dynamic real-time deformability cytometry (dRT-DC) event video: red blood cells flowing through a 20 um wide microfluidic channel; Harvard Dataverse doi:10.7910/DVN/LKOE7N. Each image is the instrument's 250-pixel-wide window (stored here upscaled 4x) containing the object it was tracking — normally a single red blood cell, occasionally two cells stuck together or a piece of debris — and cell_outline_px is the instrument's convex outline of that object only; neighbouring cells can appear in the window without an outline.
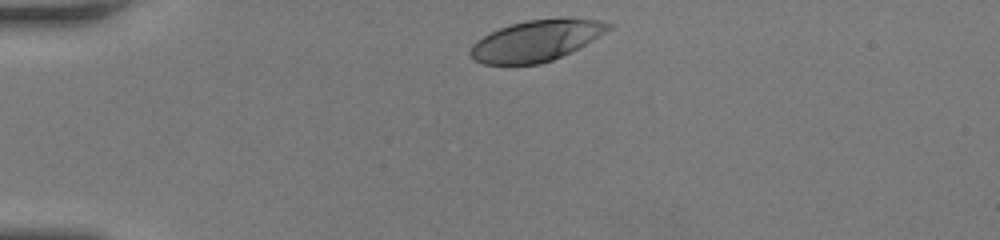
{"species": "human", "species_latin": "Homo sapiens", "temperature_condition": "room temperature", "stored_images_in_passage": 31, "camera_frame_rate_fps": 3000, "um_per_image_px": 0.085, "donor": {"sex": "female"}, "frame": {"image": 1, "passage_image": 1, "time_ms": 0.0, "image_size_px": [1000, 240], "cell_outline_px": [[612, 28], [592, 40], [552, 60], [540, 64], [484, 64], [472, 60], [468, 52], [472, 44], [476, 40], [500, 28], [512, 24], [528, 20], [600, 20], [612, 24]], "centroid_in_image_um": [45.49, 3.49], "position_along_channel_um": 39.5, "area_um2": 32.02}}
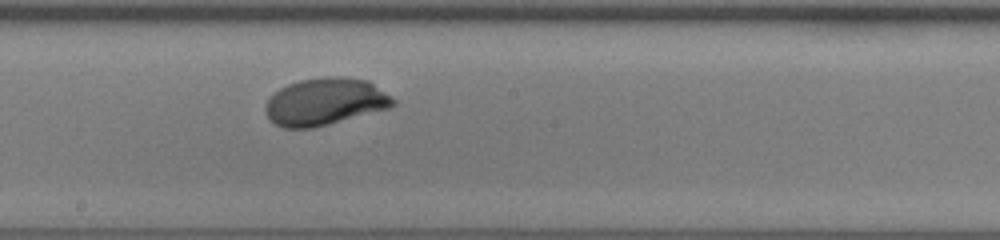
{"frame": {"image": 2, "passage_image": 18, "time_ms": 5.667, "image_size_px": [1000, 240], "cell_outline_px": [[396, 104], [388, 108], [328, 124], [312, 128], [284, 128], [276, 124], [268, 116], [264, 108], [264, 104], [280, 88], [288, 84], [300, 80], [324, 76], [344, 76], [368, 80], [396, 100]], "centroid_in_image_um": [27.63, 8.63], "position_along_channel_um": 220.6, "area_um2": 34.91}}
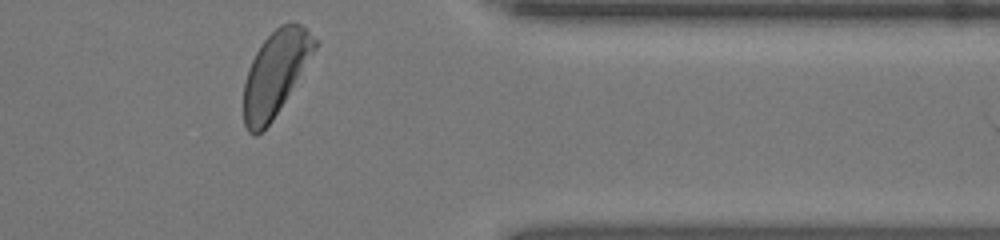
{"frame": {"image": 3, "passage_image": 31, "time_ms": 10.0, "image_size_px": [1000, 240], "cell_outline_px": [[320, 44], [272, 120], [256, 136], [248, 132], [244, 124], [244, 84], [248, 68], [260, 44], [280, 24], [300, 24], [308, 28], [320, 40]], "centroid_in_image_um": [23.44, 6.19], "position_along_channel_um": 388.0, "area_um2": 34.8}, "authors_computed_cell_mechanics": {"area_um2": 34.6222, "velocity_mm_per_s": 4.1196, "shape_relaxation_time_tau1_ms": 4.7868, "shape_relaxation_time_tau2_ms": null, "deformation_change_tau1": 0.2352, "deformation_change_tau2": null}}